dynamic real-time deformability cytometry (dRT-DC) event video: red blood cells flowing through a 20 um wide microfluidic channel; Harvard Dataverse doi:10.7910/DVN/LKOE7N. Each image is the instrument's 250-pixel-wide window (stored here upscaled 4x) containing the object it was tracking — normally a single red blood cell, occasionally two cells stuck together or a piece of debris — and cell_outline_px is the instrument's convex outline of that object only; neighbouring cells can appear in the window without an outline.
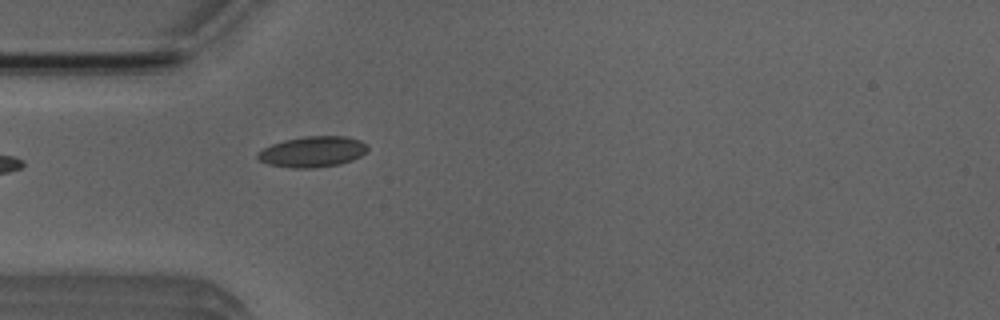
{"species": "Egyptian fruit bat (a non-hibernating species)", "species_latin": "Rousettus aegyptiacus", "temperature_condition": "room temperature", "stored_images_in_passage": 6, "camera_frame_rate_fps": 3000, "um_per_image_px": 0.085, "animal": {"sex": "male"}, "frame": {"image": 1, "passage_image": 6, "time_ms": 6.667, "image_size_px": [1000, 320], "cell_outline_px": [[368, 148], [360, 156], [352, 160], [340, 164], [312, 168], [296, 168], [268, 164], [260, 160], [256, 156], [264, 148], [272, 144], [284, 140], [304, 136], [344, 136], [360, 140], [368, 144]], "centroid_in_image_um": [26.59, 12.89], "position_along_channel_um": 58.4, "area_um2": 19.54}}